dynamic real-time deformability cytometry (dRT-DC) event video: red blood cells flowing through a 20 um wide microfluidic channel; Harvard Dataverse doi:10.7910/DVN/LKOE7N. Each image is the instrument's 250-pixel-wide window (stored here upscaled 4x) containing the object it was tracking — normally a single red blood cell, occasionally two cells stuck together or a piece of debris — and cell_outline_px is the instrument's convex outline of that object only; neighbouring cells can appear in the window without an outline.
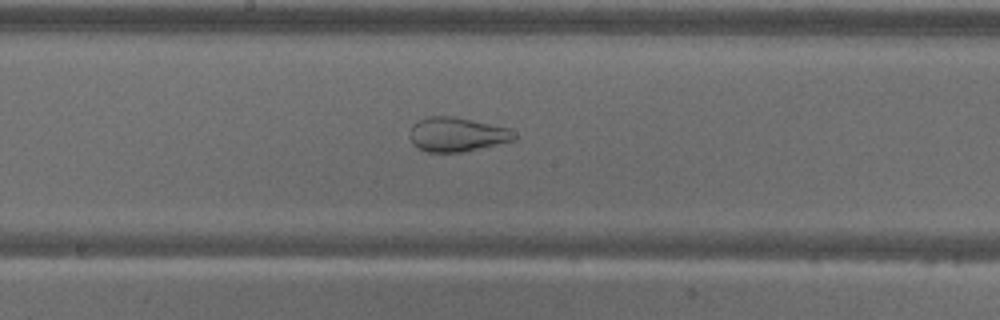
{"species": "common noctule bat (a hibernating species)", "species_latin": "Nyctalus noctula", "temperature_condition": "warm", "stored_images_in_passage": 58, "camera_frame_rate_fps": 3000, "um_per_image_px": 0.085, "animal": {"sex": "male", "body_mass_g": 18.8}, "frame": {"image": 1, "passage_image": 31, "time_ms": 10.0, "image_size_px": [1000, 320], "cell_outline_px": [[516, 140], [460, 152], [428, 152], [412, 144], [408, 136], [412, 124], [428, 116], [452, 116], [508, 128], [516, 136]], "centroid_in_image_um": [38.78, 11.43], "position_along_channel_um": 209.4, "area_um2": 20.63}}
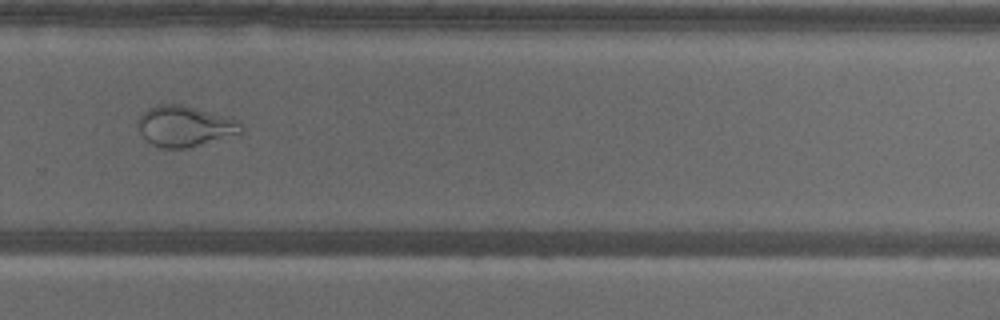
{"frame": {"image": 2, "passage_image": 40, "time_ms": 13.0, "image_size_px": [1000, 320], "cell_outline_px": [[244, 132], [184, 148], [160, 148], [152, 144], [140, 132], [136, 124], [136, 120], [148, 108], [156, 104], [180, 104], [232, 116], [240, 120]], "centroid_in_image_um": [15.72, 10.69], "position_along_channel_um": 314.1, "area_um2": 24.62}}
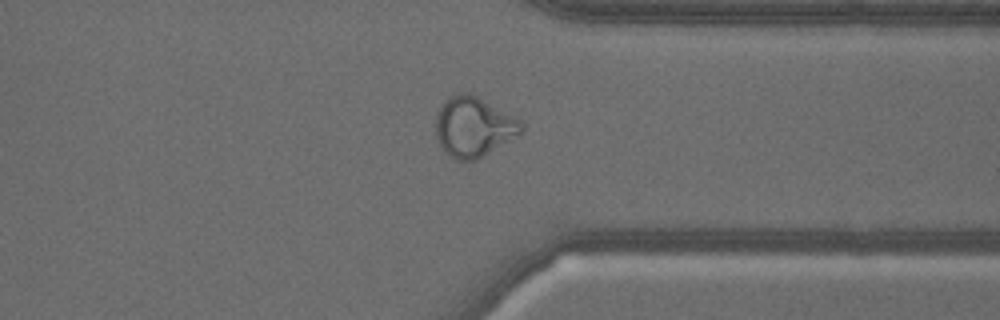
{"frame": {"image": 3, "passage_image": 45, "time_ms": 14.667, "image_size_px": [1000, 320], "cell_outline_px": [[524, 128], [516, 136], [476, 160], [456, 160], [444, 152], [436, 136], [436, 116], [444, 100], [460, 92], [468, 92], [476, 96], [520, 120], [524, 124]], "centroid_in_image_um": [40.23, 10.79], "position_along_channel_um": 371.2, "area_um2": 29.42}}